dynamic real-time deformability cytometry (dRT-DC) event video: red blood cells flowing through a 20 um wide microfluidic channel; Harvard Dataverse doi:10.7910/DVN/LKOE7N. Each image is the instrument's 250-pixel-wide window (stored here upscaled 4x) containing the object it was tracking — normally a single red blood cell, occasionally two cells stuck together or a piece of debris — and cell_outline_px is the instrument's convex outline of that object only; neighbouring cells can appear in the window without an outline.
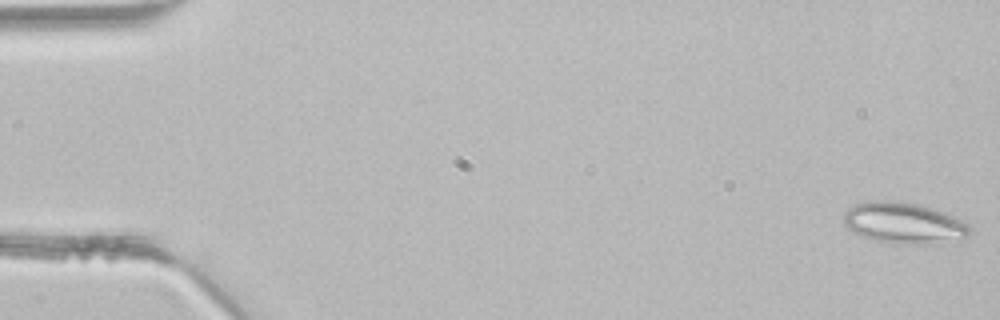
{"species": "common noctule bat (a hibernating species)", "species_latin": "Nyctalus noctula", "temperature_condition": "room temperature", "stored_images_in_passage": 4, "camera_frame_rate_fps": 3000, "um_per_image_px": 0.085, "animal": {"sex": "male", "body_mass_g": 21.5, "forearm_length_mm": 52.0}, "frame": {"image": 1, "passage_image": 4, "time_ms": 1.0, "image_size_px": [1000, 320], "cell_outline_px": [[972, 232], [964, 244], [892, 244], [876, 240], [852, 232], [844, 224], [844, 212], [848, 208], [856, 204], [868, 200], [892, 200], [916, 204], [936, 208], [968, 224], [972, 228]], "centroid_in_image_um": [76.95, 19.0], "position_along_channel_um": 8.1, "area_um2": 31.33}}